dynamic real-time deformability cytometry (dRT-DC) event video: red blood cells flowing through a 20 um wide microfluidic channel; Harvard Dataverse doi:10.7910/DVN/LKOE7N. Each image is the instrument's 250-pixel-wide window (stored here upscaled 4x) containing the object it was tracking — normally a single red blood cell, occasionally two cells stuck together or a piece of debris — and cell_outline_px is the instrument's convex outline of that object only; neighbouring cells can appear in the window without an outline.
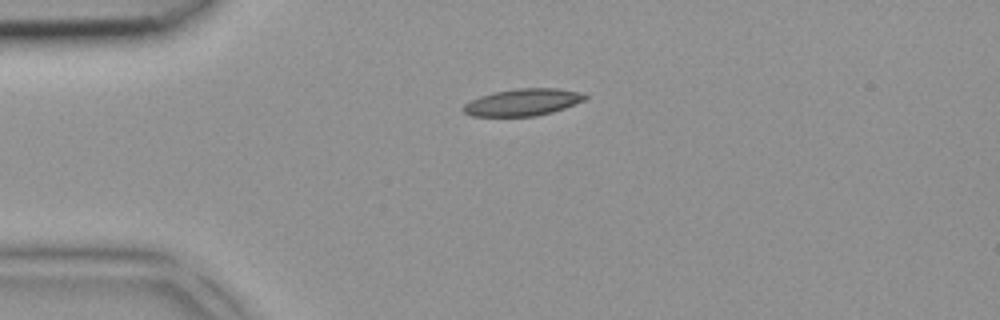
{"species": "common noctule bat (a hibernating species)", "species_latin": "Nyctalus noctula", "temperature_condition": "room temperature", "stored_images_in_passage": 2, "camera_frame_rate_fps": 3000, "um_per_image_px": 0.085, "animal": {"sex": "female", "body_mass_g": 18.4}, "frame": {"image": 1, "passage_image": 1, "time_ms": 0.0, "image_size_px": [1000, 320], "cell_outline_px": [[588, 96], [584, 100], [564, 108], [552, 112], [536, 116], [472, 116], [464, 112], [460, 108], [468, 100], [492, 92], [516, 88], [556, 88], [580, 92]], "centroid_in_image_um": [44.38, 8.68], "position_along_channel_um": 40.6, "area_um2": 19.25}}